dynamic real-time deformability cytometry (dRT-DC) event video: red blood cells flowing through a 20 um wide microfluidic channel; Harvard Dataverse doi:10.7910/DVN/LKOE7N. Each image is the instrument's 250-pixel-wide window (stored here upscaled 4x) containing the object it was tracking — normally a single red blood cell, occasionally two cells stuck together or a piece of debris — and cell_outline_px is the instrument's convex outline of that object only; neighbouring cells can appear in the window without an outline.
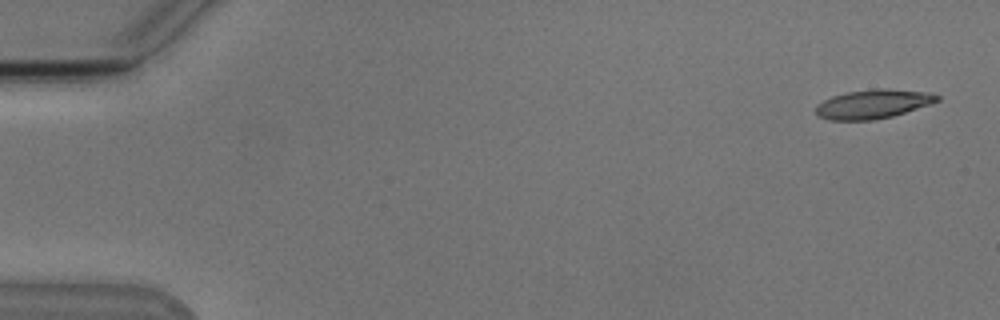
{"species": "Egyptian fruit bat (a non-hibernating species)", "species_latin": "Rousettus aegyptiacus", "temperature_condition": "cold", "stored_images_in_passage": 5, "camera_frame_rate_fps": 3000, "um_per_image_px": 0.085, "animal": {"sex": "male"}, "frame": {"image": 1, "passage_image": 1, "time_ms": 0.0, "image_size_px": [1000, 320], "cell_outline_px": [[940, 100], [892, 116], [872, 120], [828, 120], [820, 116], [816, 112], [816, 104], [832, 96], [848, 92], [876, 88], [884, 88], [924, 92], [940, 96]], "centroid_in_image_um": [74.16, 8.84], "position_along_channel_um": 10.8, "area_um2": 20.17}}